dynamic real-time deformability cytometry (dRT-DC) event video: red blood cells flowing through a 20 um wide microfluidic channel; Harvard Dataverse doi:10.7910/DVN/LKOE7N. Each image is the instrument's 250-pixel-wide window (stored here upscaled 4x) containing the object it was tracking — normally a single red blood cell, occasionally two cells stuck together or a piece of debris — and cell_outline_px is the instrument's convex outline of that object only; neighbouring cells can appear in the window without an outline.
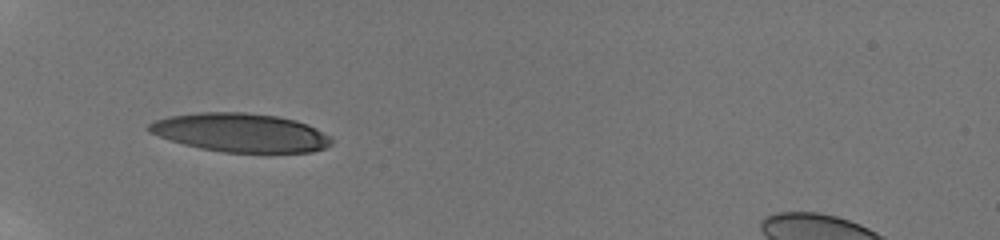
{"species": "human", "species_latin": "Homo sapiens", "temperature_condition": "room temperature", "stored_images_in_passage": 15, "camera_frame_rate_fps": 3000, "um_per_image_px": 0.085, "donor": {"sex": "male"}, "frame": {"image": 1, "passage_image": 1, "time_ms": 0.0, "image_size_px": [1000, 240], "cell_outline_px": [[332, 144], [324, 148], [312, 152], [224, 152], [200, 148], [184, 144], [148, 132], [148, 124], [156, 120], [172, 116], [200, 112], [244, 112], [276, 116], [296, 120], [308, 124], [332, 136]], "centroid_in_image_um": [20.5, 11.27], "position_along_channel_um": 64.5, "area_um2": 40.98}}
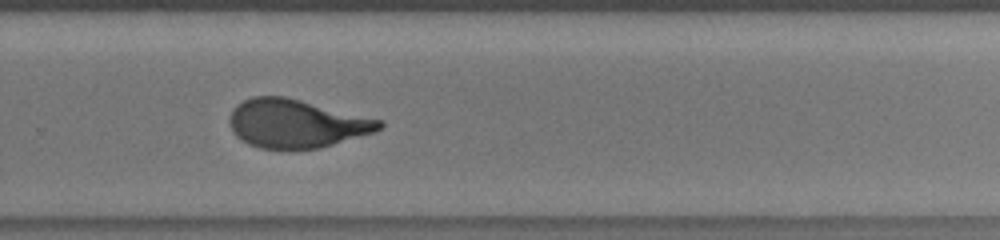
{"frame": {"image": 2, "passage_image": 13, "time_ms": 6.667, "image_size_px": [1000, 240], "cell_outline_px": [[384, 124], [376, 132], [320, 148], [260, 148], [248, 144], [236, 136], [228, 124], [228, 120], [236, 104], [252, 96], [284, 96], [384, 120]], "centroid_in_image_um": [25.19, 10.49], "position_along_channel_um": 304.6, "area_um2": 42.25}}
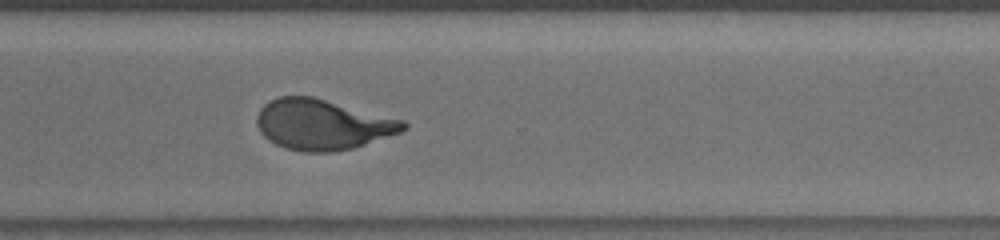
{"frame": {"image": 3, "passage_image": 15, "time_ms": 7.667, "image_size_px": [1000, 240], "cell_outline_px": [[408, 128], [400, 132], [352, 148], [332, 152], [304, 152], [284, 148], [268, 140], [260, 132], [256, 124], [256, 116], [260, 108], [264, 104], [280, 96], [312, 96], [404, 120], [408, 124]], "centroid_in_image_um": [27.38, 10.58], "position_along_channel_um": 343.2, "area_um2": 43.0}}